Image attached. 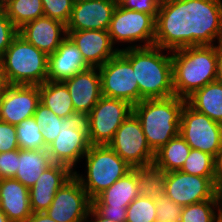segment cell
I'll use <instances>...</instances> for the list:
<instances>
[{"instance_id": "obj_1", "label": "cell", "mask_w": 222, "mask_h": 222, "mask_svg": "<svg viewBox=\"0 0 222 222\" xmlns=\"http://www.w3.org/2000/svg\"><path fill=\"white\" fill-rule=\"evenodd\" d=\"M216 42L222 43V0L162 1L154 46L174 51Z\"/></svg>"}, {"instance_id": "obj_2", "label": "cell", "mask_w": 222, "mask_h": 222, "mask_svg": "<svg viewBox=\"0 0 222 222\" xmlns=\"http://www.w3.org/2000/svg\"><path fill=\"white\" fill-rule=\"evenodd\" d=\"M120 53L132 64L139 94L143 99L167 98L175 95L172 51L156 46L123 47Z\"/></svg>"}, {"instance_id": "obj_3", "label": "cell", "mask_w": 222, "mask_h": 222, "mask_svg": "<svg viewBox=\"0 0 222 222\" xmlns=\"http://www.w3.org/2000/svg\"><path fill=\"white\" fill-rule=\"evenodd\" d=\"M172 74L174 94L184 99L206 84L216 81L217 44L172 51Z\"/></svg>"}, {"instance_id": "obj_4", "label": "cell", "mask_w": 222, "mask_h": 222, "mask_svg": "<svg viewBox=\"0 0 222 222\" xmlns=\"http://www.w3.org/2000/svg\"><path fill=\"white\" fill-rule=\"evenodd\" d=\"M186 99H143L133 106V113L140 120L149 147L156 152L172 138L179 135L181 112Z\"/></svg>"}, {"instance_id": "obj_5", "label": "cell", "mask_w": 222, "mask_h": 222, "mask_svg": "<svg viewBox=\"0 0 222 222\" xmlns=\"http://www.w3.org/2000/svg\"><path fill=\"white\" fill-rule=\"evenodd\" d=\"M8 85H41L47 81L48 56L17 34L0 58Z\"/></svg>"}, {"instance_id": "obj_6", "label": "cell", "mask_w": 222, "mask_h": 222, "mask_svg": "<svg viewBox=\"0 0 222 222\" xmlns=\"http://www.w3.org/2000/svg\"><path fill=\"white\" fill-rule=\"evenodd\" d=\"M84 159L86 174H74L91 200L133 169L108 145H91Z\"/></svg>"}, {"instance_id": "obj_7", "label": "cell", "mask_w": 222, "mask_h": 222, "mask_svg": "<svg viewBox=\"0 0 222 222\" xmlns=\"http://www.w3.org/2000/svg\"><path fill=\"white\" fill-rule=\"evenodd\" d=\"M89 131V114L75 112L64 118L59 135L47 147L51 161L68 166L75 172L77 163L82 161L91 146Z\"/></svg>"}, {"instance_id": "obj_8", "label": "cell", "mask_w": 222, "mask_h": 222, "mask_svg": "<svg viewBox=\"0 0 222 222\" xmlns=\"http://www.w3.org/2000/svg\"><path fill=\"white\" fill-rule=\"evenodd\" d=\"M108 33L117 48L116 45L119 43H127L125 48L151 47L154 46L156 18L144 12L125 9L117 4Z\"/></svg>"}, {"instance_id": "obj_9", "label": "cell", "mask_w": 222, "mask_h": 222, "mask_svg": "<svg viewBox=\"0 0 222 222\" xmlns=\"http://www.w3.org/2000/svg\"><path fill=\"white\" fill-rule=\"evenodd\" d=\"M108 146L133 169L153 166L155 152L149 147L140 120L133 112L116 130Z\"/></svg>"}, {"instance_id": "obj_10", "label": "cell", "mask_w": 222, "mask_h": 222, "mask_svg": "<svg viewBox=\"0 0 222 222\" xmlns=\"http://www.w3.org/2000/svg\"><path fill=\"white\" fill-rule=\"evenodd\" d=\"M179 134L191 147L212 155L222 149V124L213 121L187 103L181 112Z\"/></svg>"}, {"instance_id": "obj_11", "label": "cell", "mask_w": 222, "mask_h": 222, "mask_svg": "<svg viewBox=\"0 0 222 222\" xmlns=\"http://www.w3.org/2000/svg\"><path fill=\"white\" fill-rule=\"evenodd\" d=\"M98 70L103 96L126 101L132 106L143 100L132 64L120 52Z\"/></svg>"}, {"instance_id": "obj_12", "label": "cell", "mask_w": 222, "mask_h": 222, "mask_svg": "<svg viewBox=\"0 0 222 222\" xmlns=\"http://www.w3.org/2000/svg\"><path fill=\"white\" fill-rule=\"evenodd\" d=\"M133 112V106L126 101L101 96L89 113L91 145H108L123 121Z\"/></svg>"}, {"instance_id": "obj_13", "label": "cell", "mask_w": 222, "mask_h": 222, "mask_svg": "<svg viewBox=\"0 0 222 222\" xmlns=\"http://www.w3.org/2000/svg\"><path fill=\"white\" fill-rule=\"evenodd\" d=\"M165 195L182 206L205 200H220L214 177L190 175L180 170L166 172Z\"/></svg>"}, {"instance_id": "obj_14", "label": "cell", "mask_w": 222, "mask_h": 222, "mask_svg": "<svg viewBox=\"0 0 222 222\" xmlns=\"http://www.w3.org/2000/svg\"><path fill=\"white\" fill-rule=\"evenodd\" d=\"M92 200L74 174L57 191L45 213L56 222H83Z\"/></svg>"}, {"instance_id": "obj_15", "label": "cell", "mask_w": 222, "mask_h": 222, "mask_svg": "<svg viewBox=\"0 0 222 222\" xmlns=\"http://www.w3.org/2000/svg\"><path fill=\"white\" fill-rule=\"evenodd\" d=\"M39 103V85L7 84L0 99V120L16 126L32 117Z\"/></svg>"}, {"instance_id": "obj_16", "label": "cell", "mask_w": 222, "mask_h": 222, "mask_svg": "<svg viewBox=\"0 0 222 222\" xmlns=\"http://www.w3.org/2000/svg\"><path fill=\"white\" fill-rule=\"evenodd\" d=\"M66 32L89 67L99 68L122 50V47H114L108 30H66Z\"/></svg>"}, {"instance_id": "obj_17", "label": "cell", "mask_w": 222, "mask_h": 222, "mask_svg": "<svg viewBox=\"0 0 222 222\" xmlns=\"http://www.w3.org/2000/svg\"><path fill=\"white\" fill-rule=\"evenodd\" d=\"M116 0L74 2L66 30H108Z\"/></svg>"}, {"instance_id": "obj_18", "label": "cell", "mask_w": 222, "mask_h": 222, "mask_svg": "<svg viewBox=\"0 0 222 222\" xmlns=\"http://www.w3.org/2000/svg\"><path fill=\"white\" fill-rule=\"evenodd\" d=\"M73 175L74 172L63 164L53 163L44 170L29 189L32 213L45 212L50 207L59 188Z\"/></svg>"}, {"instance_id": "obj_19", "label": "cell", "mask_w": 222, "mask_h": 222, "mask_svg": "<svg viewBox=\"0 0 222 222\" xmlns=\"http://www.w3.org/2000/svg\"><path fill=\"white\" fill-rule=\"evenodd\" d=\"M18 34L47 56L54 53L67 37L66 25L42 16L18 29Z\"/></svg>"}, {"instance_id": "obj_20", "label": "cell", "mask_w": 222, "mask_h": 222, "mask_svg": "<svg viewBox=\"0 0 222 222\" xmlns=\"http://www.w3.org/2000/svg\"><path fill=\"white\" fill-rule=\"evenodd\" d=\"M63 83L71 95L75 112L89 114L102 96L101 77L97 67H89Z\"/></svg>"}, {"instance_id": "obj_21", "label": "cell", "mask_w": 222, "mask_h": 222, "mask_svg": "<svg viewBox=\"0 0 222 222\" xmlns=\"http://www.w3.org/2000/svg\"><path fill=\"white\" fill-rule=\"evenodd\" d=\"M88 68L82 53L67 36L57 50L48 56L47 80L63 82Z\"/></svg>"}, {"instance_id": "obj_22", "label": "cell", "mask_w": 222, "mask_h": 222, "mask_svg": "<svg viewBox=\"0 0 222 222\" xmlns=\"http://www.w3.org/2000/svg\"><path fill=\"white\" fill-rule=\"evenodd\" d=\"M0 209L11 222H26L32 215L29 189L14 178L0 179Z\"/></svg>"}, {"instance_id": "obj_23", "label": "cell", "mask_w": 222, "mask_h": 222, "mask_svg": "<svg viewBox=\"0 0 222 222\" xmlns=\"http://www.w3.org/2000/svg\"><path fill=\"white\" fill-rule=\"evenodd\" d=\"M140 195L138 169H132L92 200V206L128 207Z\"/></svg>"}, {"instance_id": "obj_24", "label": "cell", "mask_w": 222, "mask_h": 222, "mask_svg": "<svg viewBox=\"0 0 222 222\" xmlns=\"http://www.w3.org/2000/svg\"><path fill=\"white\" fill-rule=\"evenodd\" d=\"M186 103L194 110L222 124V83L213 81L193 92Z\"/></svg>"}, {"instance_id": "obj_25", "label": "cell", "mask_w": 222, "mask_h": 222, "mask_svg": "<svg viewBox=\"0 0 222 222\" xmlns=\"http://www.w3.org/2000/svg\"><path fill=\"white\" fill-rule=\"evenodd\" d=\"M53 162L47 149L24 150L19 149L17 172L14 179L18 180L25 187L30 189L42 174Z\"/></svg>"}, {"instance_id": "obj_26", "label": "cell", "mask_w": 222, "mask_h": 222, "mask_svg": "<svg viewBox=\"0 0 222 222\" xmlns=\"http://www.w3.org/2000/svg\"><path fill=\"white\" fill-rule=\"evenodd\" d=\"M191 147L179 134L155 152L153 167L164 173L181 170Z\"/></svg>"}, {"instance_id": "obj_27", "label": "cell", "mask_w": 222, "mask_h": 222, "mask_svg": "<svg viewBox=\"0 0 222 222\" xmlns=\"http://www.w3.org/2000/svg\"><path fill=\"white\" fill-rule=\"evenodd\" d=\"M40 102L64 119L75 113L71 95L63 82L45 81L39 85Z\"/></svg>"}, {"instance_id": "obj_28", "label": "cell", "mask_w": 222, "mask_h": 222, "mask_svg": "<svg viewBox=\"0 0 222 222\" xmlns=\"http://www.w3.org/2000/svg\"><path fill=\"white\" fill-rule=\"evenodd\" d=\"M1 8L17 29L44 16L42 0H9Z\"/></svg>"}, {"instance_id": "obj_29", "label": "cell", "mask_w": 222, "mask_h": 222, "mask_svg": "<svg viewBox=\"0 0 222 222\" xmlns=\"http://www.w3.org/2000/svg\"><path fill=\"white\" fill-rule=\"evenodd\" d=\"M138 181L142 197L156 201L158 197L165 194L166 173L153 166L138 169Z\"/></svg>"}, {"instance_id": "obj_30", "label": "cell", "mask_w": 222, "mask_h": 222, "mask_svg": "<svg viewBox=\"0 0 222 222\" xmlns=\"http://www.w3.org/2000/svg\"><path fill=\"white\" fill-rule=\"evenodd\" d=\"M220 213V200H205L183 206L180 222H213Z\"/></svg>"}, {"instance_id": "obj_31", "label": "cell", "mask_w": 222, "mask_h": 222, "mask_svg": "<svg viewBox=\"0 0 222 222\" xmlns=\"http://www.w3.org/2000/svg\"><path fill=\"white\" fill-rule=\"evenodd\" d=\"M19 149H47L42 137L41 127L36 124L34 117L27 118L15 126Z\"/></svg>"}, {"instance_id": "obj_32", "label": "cell", "mask_w": 222, "mask_h": 222, "mask_svg": "<svg viewBox=\"0 0 222 222\" xmlns=\"http://www.w3.org/2000/svg\"><path fill=\"white\" fill-rule=\"evenodd\" d=\"M36 124L41 127V133L45 146L48 147L61 131L62 118L58 117L41 102L33 115Z\"/></svg>"}, {"instance_id": "obj_33", "label": "cell", "mask_w": 222, "mask_h": 222, "mask_svg": "<svg viewBox=\"0 0 222 222\" xmlns=\"http://www.w3.org/2000/svg\"><path fill=\"white\" fill-rule=\"evenodd\" d=\"M214 159L206 152L191 149L180 171L190 175L214 177Z\"/></svg>"}, {"instance_id": "obj_34", "label": "cell", "mask_w": 222, "mask_h": 222, "mask_svg": "<svg viewBox=\"0 0 222 222\" xmlns=\"http://www.w3.org/2000/svg\"><path fill=\"white\" fill-rule=\"evenodd\" d=\"M155 201L139 195L127 207L126 222H156Z\"/></svg>"}, {"instance_id": "obj_35", "label": "cell", "mask_w": 222, "mask_h": 222, "mask_svg": "<svg viewBox=\"0 0 222 222\" xmlns=\"http://www.w3.org/2000/svg\"><path fill=\"white\" fill-rule=\"evenodd\" d=\"M44 16L67 25L70 20L74 0H42Z\"/></svg>"}, {"instance_id": "obj_36", "label": "cell", "mask_w": 222, "mask_h": 222, "mask_svg": "<svg viewBox=\"0 0 222 222\" xmlns=\"http://www.w3.org/2000/svg\"><path fill=\"white\" fill-rule=\"evenodd\" d=\"M156 222H180L183 206L174 203L165 194L155 201Z\"/></svg>"}, {"instance_id": "obj_37", "label": "cell", "mask_w": 222, "mask_h": 222, "mask_svg": "<svg viewBox=\"0 0 222 222\" xmlns=\"http://www.w3.org/2000/svg\"><path fill=\"white\" fill-rule=\"evenodd\" d=\"M18 29L14 26L2 8H0V58L10 46Z\"/></svg>"}, {"instance_id": "obj_38", "label": "cell", "mask_w": 222, "mask_h": 222, "mask_svg": "<svg viewBox=\"0 0 222 222\" xmlns=\"http://www.w3.org/2000/svg\"><path fill=\"white\" fill-rule=\"evenodd\" d=\"M19 149L15 125L0 120V153Z\"/></svg>"}, {"instance_id": "obj_39", "label": "cell", "mask_w": 222, "mask_h": 222, "mask_svg": "<svg viewBox=\"0 0 222 222\" xmlns=\"http://www.w3.org/2000/svg\"><path fill=\"white\" fill-rule=\"evenodd\" d=\"M19 149L0 153V179L14 178L17 172Z\"/></svg>"}, {"instance_id": "obj_40", "label": "cell", "mask_w": 222, "mask_h": 222, "mask_svg": "<svg viewBox=\"0 0 222 222\" xmlns=\"http://www.w3.org/2000/svg\"><path fill=\"white\" fill-rule=\"evenodd\" d=\"M163 0H123L120 5L128 10L144 12L157 18Z\"/></svg>"}, {"instance_id": "obj_41", "label": "cell", "mask_w": 222, "mask_h": 222, "mask_svg": "<svg viewBox=\"0 0 222 222\" xmlns=\"http://www.w3.org/2000/svg\"><path fill=\"white\" fill-rule=\"evenodd\" d=\"M102 217L113 222H126L127 207L92 206Z\"/></svg>"}, {"instance_id": "obj_42", "label": "cell", "mask_w": 222, "mask_h": 222, "mask_svg": "<svg viewBox=\"0 0 222 222\" xmlns=\"http://www.w3.org/2000/svg\"><path fill=\"white\" fill-rule=\"evenodd\" d=\"M214 180L215 186L219 190L222 187V149L214 159Z\"/></svg>"}, {"instance_id": "obj_43", "label": "cell", "mask_w": 222, "mask_h": 222, "mask_svg": "<svg viewBox=\"0 0 222 222\" xmlns=\"http://www.w3.org/2000/svg\"><path fill=\"white\" fill-rule=\"evenodd\" d=\"M83 222H113V221L102 217L91 207L90 210L88 211L86 219Z\"/></svg>"}, {"instance_id": "obj_44", "label": "cell", "mask_w": 222, "mask_h": 222, "mask_svg": "<svg viewBox=\"0 0 222 222\" xmlns=\"http://www.w3.org/2000/svg\"><path fill=\"white\" fill-rule=\"evenodd\" d=\"M26 222H56L51 219L45 212H36L27 219Z\"/></svg>"}, {"instance_id": "obj_45", "label": "cell", "mask_w": 222, "mask_h": 222, "mask_svg": "<svg viewBox=\"0 0 222 222\" xmlns=\"http://www.w3.org/2000/svg\"><path fill=\"white\" fill-rule=\"evenodd\" d=\"M216 80L222 83V43L217 44V75Z\"/></svg>"}, {"instance_id": "obj_46", "label": "cell", "mask_w": 222, "mask_h": 222, "mask_svg": "<svg viewBox=\"0 0 222 222\" xmlns=\"http://www.w3.org/2000/svg\"><path fill=\"white\" fill-rule=\"evenodd\" d=\"M6 82H5V79H4V75H3V72H2V69H1V66H0V93H3V90L6 86Z\"/></svg>"}, {"instance_id": "obj_47", "label": "cell", "mask_w": 222, "mask_h": 222, "mask_svg": "<svg viewBox=\"0 0 222 222\" xmlns=\"http://www.w3.org/2000/svg\"><path fill=\"white\" fill-rule=\"evenodd\" d=\"M0 222H11L1 209H0Z\"/></svg>"}, {"instance_id": "obj_48", "label": "cell", "mask_w": 222, "mask_h": 222, "mask_svg": "<svg viewBox=\"0 0 222 222\" xmlns=\"http://www.w3.org/2000/svg\"><path fill=\"white\" fill-rule=\"evenodd\" d=\"M213 222H222V213H220Z\"/></svg>"}, {"instance_id": "obj_49", "label": "cell", "mask_w": 222, "mask_h": 222, "mask_svg": "<svg viewBox=\"0 0 222 222\" xmlns=\"http://www.w3.org/2000/svg\"><path fill=\"white\" fill-rule=\"evenodd\" d=\"M9 0H0V8L6 4Z\"/></svg>"}, {"instance_id": "obj_50", "label": "cell", "mask_w": 222, "mask_h": 222, "mask_svg": "<svg viewBox=\"0 0 222 222\" xmlns=\"http://www.w3.org/2000/svg\"><path fill=\"white\" fill-rule=\"evenodd\" d=\"M220 201H222V187L219 189Z\"/></svg>"}, {"instance_id": "obj_51", "label": "cell", "mask_w": 222, "mask_h": 222, "mask_svg": "<svg viewBox=\"0 0 222 222\" xmlns=\"http://www.w3.org/2000/svg\"><path fill=\"white\" fill-rule=\"evenodd\" d=\"M81 1H88V0H74V2H81Z\"/></svg>"}, {"instance_id": "obj_52", "label": "cell", "mask_w": 222, "mask_h": 222, "mask_svg": "<svg viewBox=\"0 0 222 222\" xmlns=\"http://www.w3.org/2000/svg\"><path fill=\"white\" fill-rule=\"evenodd\" d=\"M123 0H116L117 4H120Z\"/></svg>"}]
</instances>
